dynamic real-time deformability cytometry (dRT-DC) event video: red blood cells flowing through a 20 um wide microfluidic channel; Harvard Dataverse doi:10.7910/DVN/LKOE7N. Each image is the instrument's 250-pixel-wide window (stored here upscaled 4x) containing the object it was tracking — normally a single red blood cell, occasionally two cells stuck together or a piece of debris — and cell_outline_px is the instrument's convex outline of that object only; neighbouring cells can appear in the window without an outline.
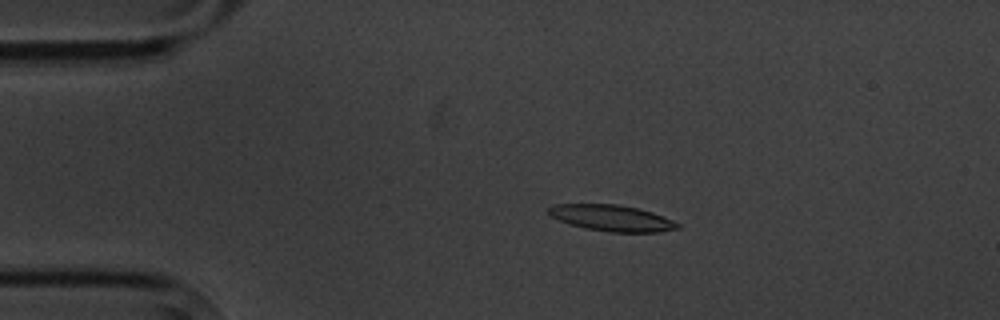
{"species": "common noctule bat (a hibernating species)", "species_latin": "Nyctalus noctula", "temperature_condition": "cold", "stored_images_in_passage": 15, "camera_frame_rate_fps": 3000, "um_per_image_px": 0.085, "animal": {"sex": "male", "body_mass_g": 20.1, "forearm_length_mm": 53.5}, "frame": {"image": 1, "passage_image": 3, "time_ms": 3.333, "image_size_px": [1000, 320], "cell_outline_px": [[680, 228], [660, 232], [612, 232], [584, 228], [568, 224], [552, 216], [548, 212], [548, 208], [552, 204], [620, 204], [652, 212], [672, 220], [680, 224]], "centroid_in_image_um": [52.0, 18.53], "position_along_channel_um": 33.0, "area_um2": 19.65}}
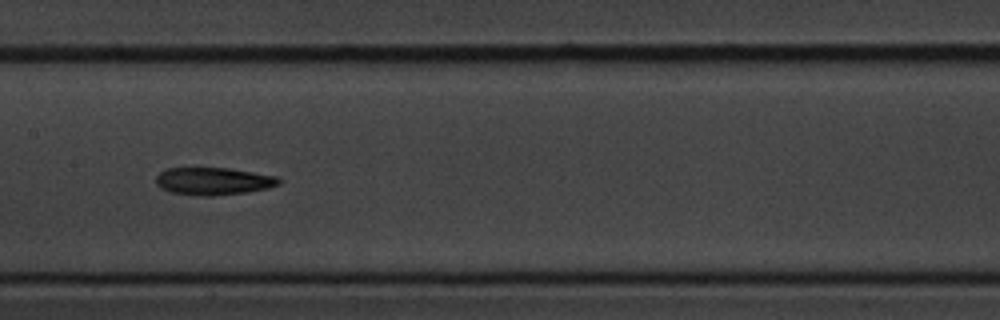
{"frame": {"image": 2, "passage_image": 8, "time_ms": 9.0, "image_size_px": [1000, 320], "cell_outline_px": [[280, 184], [268, 188], [244, 192], [212, 196], [200, 196], [172, 192], [160, 188], [156, 184], [156, 176], [160, 172], [168, 168], [228, 168], [276, 176], [280, 180]], "centroid_in_image_um": [18.11, 15.4], "position_along_channel_um": 189.3, "area_um2": 19.54}}
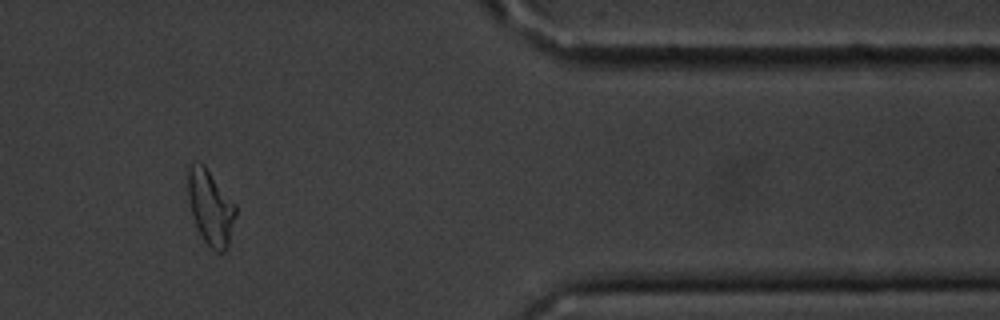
{"frame": {"image": 3, "passage_image": 13, "time_ms": 15.667, "image_size_px": [1000, 320], "cell_outline_px": [[236, 216], [228, 248], [224, 252], [216, 252], [204, 240], [192, 216], [188, 196], [188, 168], [192, 164], [204, 164], [236, 204]], "centroid_in_image_um": [17.93, 17.65], "position_along_channel_um": 393.5, "area_um2": 20.69}, "authors_computed_cell_mechanics": {"area_um2": 19.8832, "velocity_mm_per_s": 3.4657, "shape_relaxation_time_tau1_ms": 5.8328, "shape_relaxation_time_tau2_ms": 7.5918, "deformation_change_tau1": 0.1541, "deformation_change_tau2": 0.1795}}